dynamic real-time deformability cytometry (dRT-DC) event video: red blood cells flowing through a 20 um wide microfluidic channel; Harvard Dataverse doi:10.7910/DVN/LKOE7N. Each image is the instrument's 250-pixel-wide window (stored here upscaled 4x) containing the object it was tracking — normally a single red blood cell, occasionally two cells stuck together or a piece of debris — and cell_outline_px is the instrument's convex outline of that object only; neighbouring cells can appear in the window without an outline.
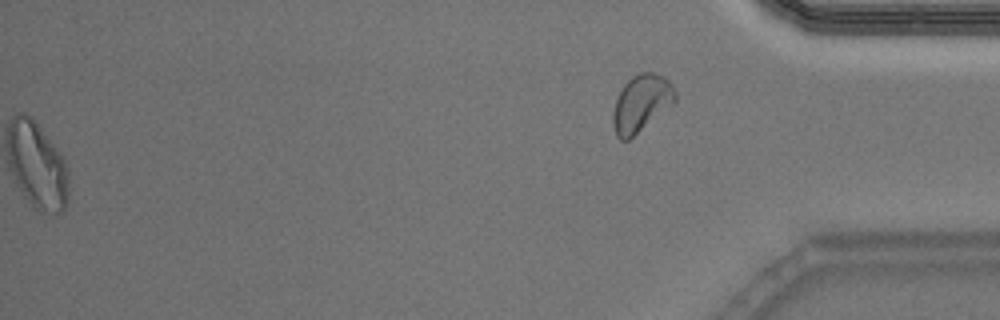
{"species": "Egyptian fruit bat (a non-hibernating species)", "species_latin": "Rousettus aegyptiacus", "temperature_condition": "warm", "stored_images_in_passage": 48, "segment_of_instrument_passage": [2, 2], "camera_frame_rate_fps": 3000, "um_per_image_px": 0.085, "animal": {"sex": "male"}, "frame": {"image": 1, "passage_image": 48, "time_ms": 15.667, "image_size_px": [1000, 320], "cell_outline_px": [[676, 100], [672, 104], [628, 140], [620, 140], [616, 136], [612, 124], [612, 112], [616, 96], [624, 84], [632, 76], [640, 72], [652, 72], [664, 76], [672, 84], [676, 92]], "centroid_in_image_um": [54.47, 8.76], "position_along_channel_um": 380.7, "area_um2": 20.63}}